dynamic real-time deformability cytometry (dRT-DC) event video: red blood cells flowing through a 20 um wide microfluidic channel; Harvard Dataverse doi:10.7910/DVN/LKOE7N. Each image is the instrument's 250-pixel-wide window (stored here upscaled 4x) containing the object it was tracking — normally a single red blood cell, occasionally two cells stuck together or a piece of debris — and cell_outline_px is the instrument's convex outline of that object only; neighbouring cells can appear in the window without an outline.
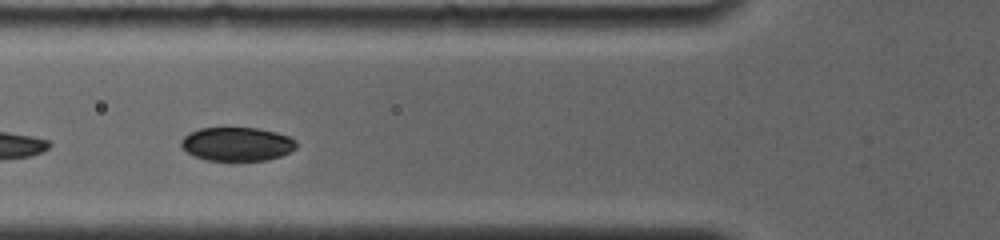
{"species": "common noctule bat (a hibernating species)", "species_latin": "Nyctalus noctula", "temperature_condition": "room temperature", "stored_images_in_passage": 9, "camera_frame_rate_fps": 4000, "um_per_image_px": 0.085, "animal": {"sex": "female", "body_mass_g": 19.0, "forearm_length_mm": 56.7}, "frame": {"image": 1, "passage_image": 4, "time_ms": 1.75, "image_size_px": [1000, 240], "cell_outline_px": [[296, 148], [280, 156], [264, 160], [208, 160], [196, 156], [188, 152], [180, 144], [180, 140], [184, 136], [200, 128], [256, 128], [276, 132], [288, 136], [296, 140]], "centroid_in_image_um": [20.15, 12.23], "position_along_channel_um": 105.6, "area_um2": 22.31}}